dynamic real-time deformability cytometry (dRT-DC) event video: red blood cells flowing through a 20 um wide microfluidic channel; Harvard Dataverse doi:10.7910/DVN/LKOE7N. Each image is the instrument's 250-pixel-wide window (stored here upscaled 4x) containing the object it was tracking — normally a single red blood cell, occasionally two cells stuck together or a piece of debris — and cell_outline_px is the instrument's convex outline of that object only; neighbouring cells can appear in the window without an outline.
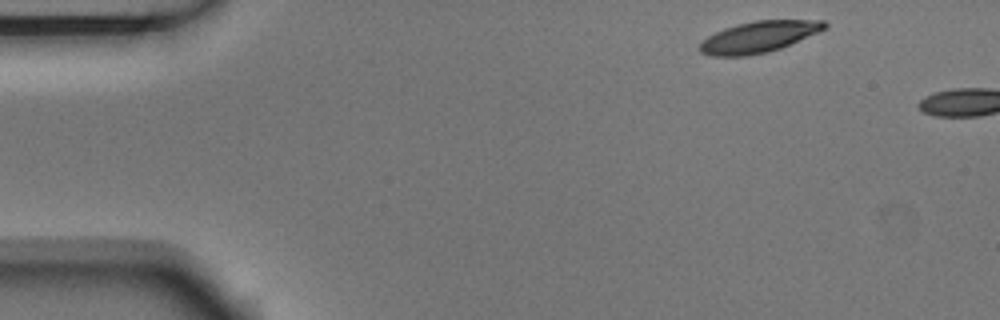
{"species": "Egyptian fruit bat (a non-hibernating species)", "species_latin": "Rousettus aegyptiacus", "temperature_condition": "room temperature", "stored_images_in_passage": 2, "camera_frame_rate_fps": 3000, "um_per_image_px": 0.085, "animal": {"sex": "male"}, "frame": {"image": 1, "passage_image": 1, "time_ms": 0.0, "image_size_px": [1000, 320], "cell_outline_px": [[828, 28], [820, 32], [780, 48], [768, 52], [744, 56], [712, 56], [700, 52], [700, 44], [708, 36], [724, 28], [736, 24], [756, 20], [824, 20], [828, 24]], "centroid_in_image_um": [64.54, 3.12], "position_along_channel_um": 20.5, "area_um2": 22.72}}